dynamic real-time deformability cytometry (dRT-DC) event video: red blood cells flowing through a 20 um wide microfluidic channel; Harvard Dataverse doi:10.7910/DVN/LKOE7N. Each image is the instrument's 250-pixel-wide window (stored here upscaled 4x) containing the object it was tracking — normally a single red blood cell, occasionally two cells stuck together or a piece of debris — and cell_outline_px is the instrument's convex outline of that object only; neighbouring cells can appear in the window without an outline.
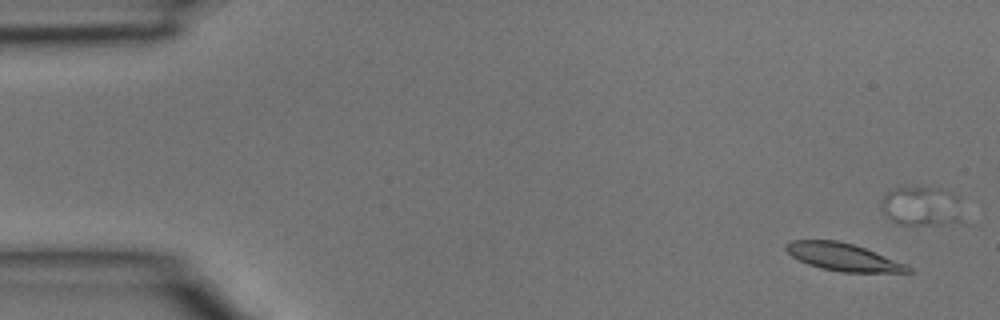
{"species": "common noctule bat (a hibernating species)", "species_latin": "Nyctalus noctula", "temperature_condition": "room temperature", "stored_images_in_passage": 3, "segment_of_instrument_passage": [1, 2], "camera_frame_rate_fps": 3000, "um_per_image_px": 0.085, "animal": {"sex": "male", "body_mass_g": 15.6}, "frame": {"image": 1, "passage_image": 1, "time_ms": 0.0, "image_size_px": [1000, 320], "cell_outline_px": [[912, 272], [840, 272], [820, 268], [808, 264], [792, 256], [784, 248], [784, 244], [792, 240], [836, 240], [852, 244], [864, 248], [904, 264], [912, 268]], "centroid_in_image_um": [71.6, 21.84], "position_along_channel_um": 13.4, "area_um2": 19.25}}